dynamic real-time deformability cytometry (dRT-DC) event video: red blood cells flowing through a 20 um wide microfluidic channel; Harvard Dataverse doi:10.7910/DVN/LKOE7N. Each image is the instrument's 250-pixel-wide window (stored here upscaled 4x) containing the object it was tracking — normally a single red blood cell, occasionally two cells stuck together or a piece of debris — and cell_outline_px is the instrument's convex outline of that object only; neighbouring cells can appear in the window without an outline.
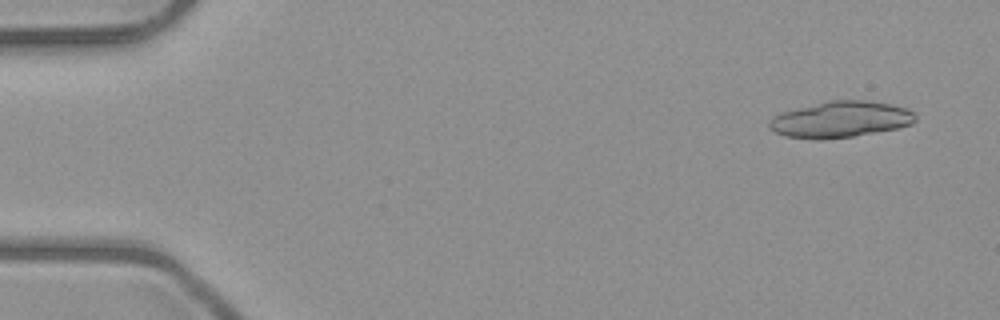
{"species": "common noctule bat (a hibernating species)", "species_latin": "Nyctalus noctula", "temperature_condition": "room temperature", "stored_images_in_passage": 15, "camera_frame_rate_fps": 3000, "um_per_image_px": 0.085, "animal": {"sex": "male", "body_mass_g": 23.1, "forearm_length_mm": 52.7}, "frame": {"image": 1, "passage_image": 3, "time_ms": 0.667, "image_size_px": [1000, 320], "cell_outline_px": [[916, 120], [912, 124], [896, 128], [852, 136], [784, 136], [768, 128], [768, 120], [772, 116], [780, 112], [828, 100], [864, 100], [888, 104], [908, 108], [916, 116]], "centroid_in_image_um": [71.44, 10.1], "position_along_channel_um": 13.6, "area_um2": 29.88}}